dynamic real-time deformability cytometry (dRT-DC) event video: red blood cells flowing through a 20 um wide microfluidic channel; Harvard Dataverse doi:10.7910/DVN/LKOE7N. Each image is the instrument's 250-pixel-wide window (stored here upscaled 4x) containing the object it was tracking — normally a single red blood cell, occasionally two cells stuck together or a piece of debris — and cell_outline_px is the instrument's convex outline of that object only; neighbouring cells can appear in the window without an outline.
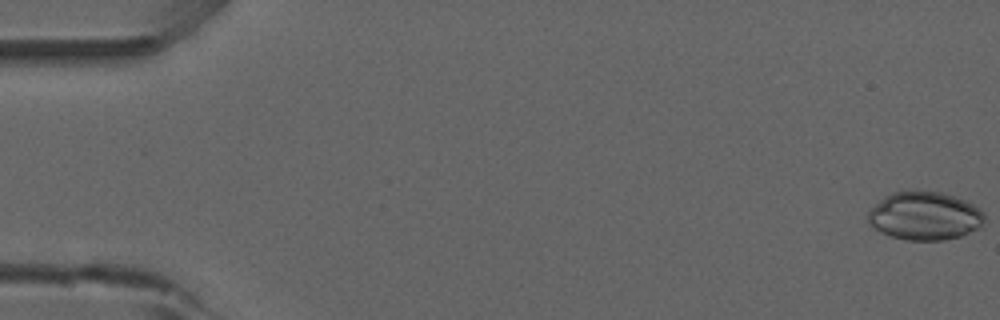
{"species": "common noctule bat (a hibernating species)", "species_latin": "Nyctalus noctula", "temperature_condition": "room temperature", "stored_images_in_passage": 51, "camera_frame_rate_fps": 3000, "um_per_image_px": 0.085, "animal": {"sex": "male", "forearm_length_mm": 52.5}, "frame": {"image": 1, "passage_image": 1, "time_ms": 0.0, "image_size_px": [1000, 320], "cell_outline_px": [[984, 220], [980, 228], [960, 236], [944, 240], [904, 240], [880, 232], [868, 224], [868, 212], [884, 196], [892, 192], [916, 188], [940, 192], [956, 196], [980, 208], [984, 212]], "centroid_in_image_um": [78.59, 18.32], "position_along_channel_um": 6.4, "area_um2": 33.35}}
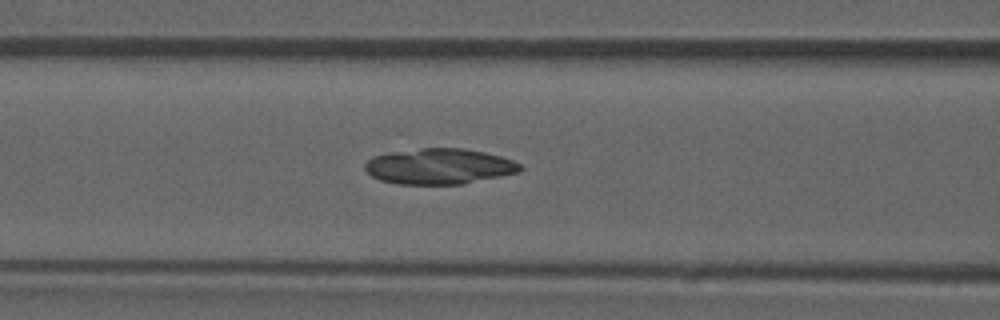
{"frame": {"image": 2, "passage_image": 22, "time_ms": 7.0, "image_size_px": [1000, 320], "cell_outline_px": [[524, 168], [520, 172], [464, 184], [400, 184], [380, 180], [372, 176], [364, 168], [364, 164], [372, 156], [388, 152], [420, 148], [464, 148], [484, 152], [500, 156], [512, 160], [520, 164]], "centroid_in_image_um": [37.33, 14.13], "position_along_channel_um": 129.3, "area_um2": 32.43}}